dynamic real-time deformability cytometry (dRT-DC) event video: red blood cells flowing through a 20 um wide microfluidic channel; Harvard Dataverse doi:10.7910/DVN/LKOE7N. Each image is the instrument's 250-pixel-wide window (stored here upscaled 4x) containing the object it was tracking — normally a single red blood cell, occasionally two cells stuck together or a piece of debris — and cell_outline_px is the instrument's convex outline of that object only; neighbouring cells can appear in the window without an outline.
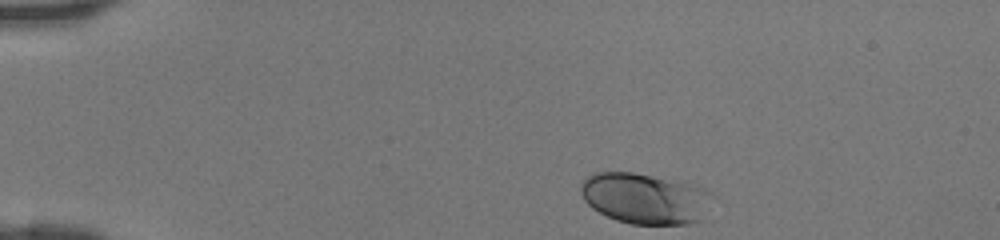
{"species": "human", "species_latin": "Homo sapiens", "temperature_condition": "room temperature", "stored_images_in_passage": 33, "camera_frame_rate_fps": 3000, "um_per_image_px": 0.085, "donor": {"sex": "female"}, "frame": {"image": 1, "passage_image": 1, "time_ms": 0.0, "image_size_px": [1000, 240], "cell_outline_px": [[712, 196], [700, 220], [688, 224], [632, 224], [616, 220], [592, 208], [584, 200], [580, 192], [580, 184], [592, 172], [632, 172], [680, 180], [700, 184]], "centroid_in_image_um": [54.81, 16.84], "position_along_channel_um": 30.2, "area_um2": 39.19}}
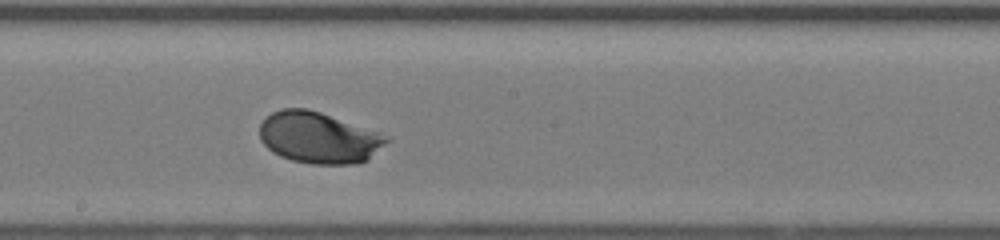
{"frame": {"image": 2, "passage_image": 19, "time_ms": 6.0, "image_size_px": [1000, 240], "cell_outline_px": [[392, 140], [368, 160], [356, 164], [312, 164], [292, 160], [280, 156], [272, 152], [260, 140], [260, 124], [272, 112], [280, 108], [308, 108], [380, 132], [388, 136]], "centroid_in_image_um": [27.13, 11.71], "position_along_channel_um": 221.1, "area_um2": 38.26}}
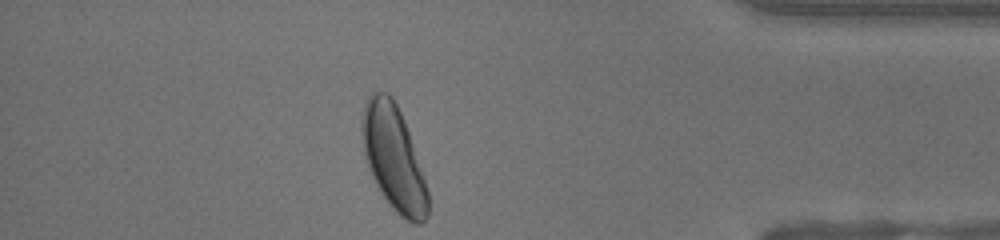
{"frame": {"image": 3, "passage_image": 33, "time_ms": 10.667, "image_size_px": [1000, 240], "cell_outline_px": [[428, 216], [420, 224], [412, 224], [404, 220], [388, 204], [380, 192], [368, 168], [364, 156], [360, 132], [360, 120], [364, 104], [368, 96], [372, 92], [388, 92], [392, 96], [404, 120], [424, 176], [428, 192]], "centroid_in_image_um": [33.42, 13.44], "position_along_channel_um": 401.8, "area_um2": 40.63}}